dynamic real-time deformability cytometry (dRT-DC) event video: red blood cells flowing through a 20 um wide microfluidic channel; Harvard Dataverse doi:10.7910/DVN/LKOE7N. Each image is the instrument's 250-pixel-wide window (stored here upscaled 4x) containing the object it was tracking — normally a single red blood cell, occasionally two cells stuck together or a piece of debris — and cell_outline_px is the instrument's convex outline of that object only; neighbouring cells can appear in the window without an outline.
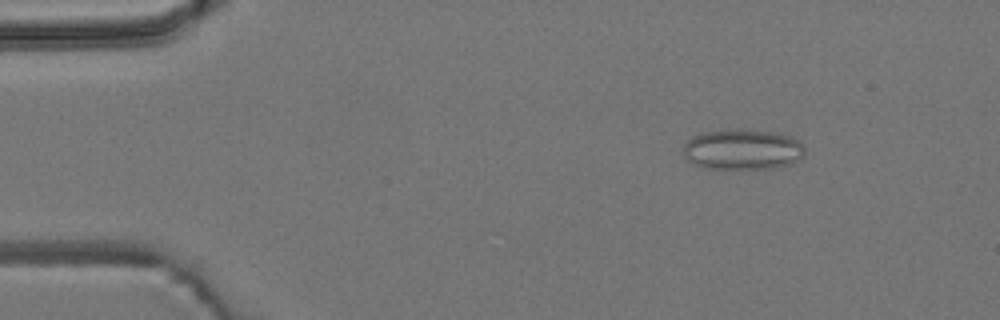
{"species": "common noctule bat (a hibernating species)", "species_latin": "Nyctalus noctula", "temperature_condition": "room temperature", "stored_images_in_passage": 53, "camera_frame_rate_fps": 3000, "um_per_image_px": 0.085, "animal": {"sex": "male", "body_mass_g": 19.2, "forearm_length_mm": 51.8}, "frame": {"image": 1, "passage_image": 7, "time_ms": 2.0, "image_size_px": [1000, 320], "cell_outline_px": [[804, 156], [800, 160], [792, 164], [772, 168], [708, 168], [692, 164], [680, 152], [684, 144], [692, 136], [700, 132], [772, 132], [792, 136], [800, 140], [804, 144]], "centroid_in_image_um": [63.13, 12.74], "position_along_channel_um": 21.9, "area_um2": 28.26}}
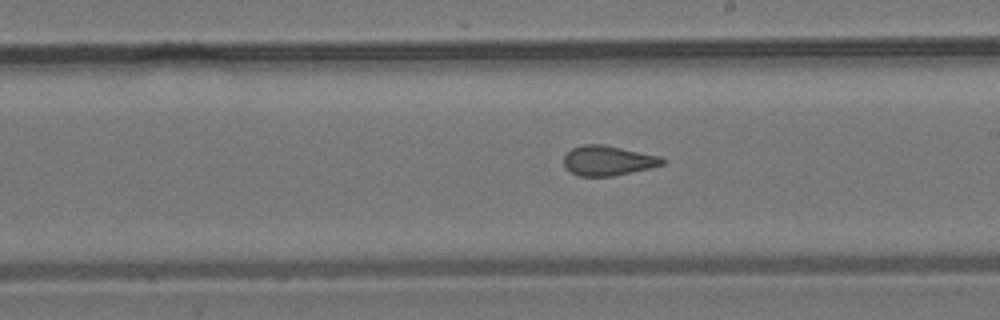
{"frame": {"image": 2, "passage_image": 30, "time_ms": 9.667, "image_size_px": [1000, 320], "cell_outline_px": [[668, 160], [664, 164], [648, 168], [612, 176], [580, 176], [572, 172], [564, 164], [564, 156], [572, 148], [584, 144], [600, 144], [660, 156]], "centroid_in_image_um": [51.69, 13.65], "position_along_channel_um": 237.3, "area_um2": 16.82}}
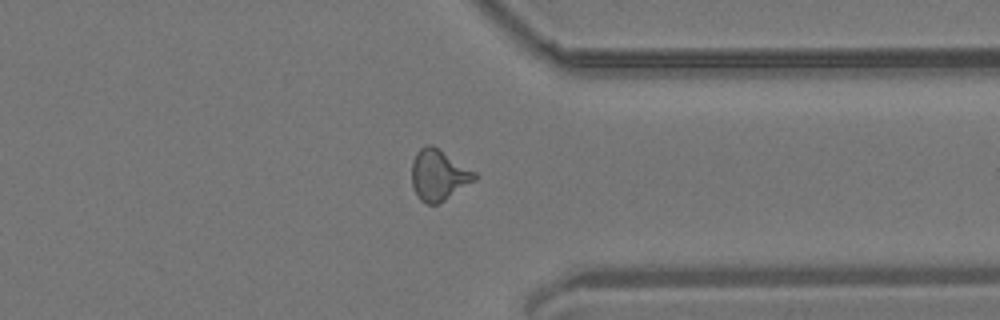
{"frame": {"image": 3, "passage_image": 41, "time_ms": 13.333, "image_size_px": [1000, 320], "cell_outline_px": [[480, 176], [476, 180], [444, 200], [436, 204], [428, 204], [420, 200], [412, 184], [412, 160], [416, 152], [420, 148], [428, 144], [432, 144], [476, 172]], "centroid_in_image_um": [37.3, 14.86], "position_along_channel_um": 374.1, "area_um2": 18.61}, "authors_computed_cell_mechanics": {"area_um2": 17.8602, "velocity_mm_per_s": 3.8455, "shape_relaxation_time_tau1_ms": null, "shape_relaxation_time_tau2_ms": 1.2554, "deformation_change_tau1": null, "deformation_change_tau2": 0.0876}}